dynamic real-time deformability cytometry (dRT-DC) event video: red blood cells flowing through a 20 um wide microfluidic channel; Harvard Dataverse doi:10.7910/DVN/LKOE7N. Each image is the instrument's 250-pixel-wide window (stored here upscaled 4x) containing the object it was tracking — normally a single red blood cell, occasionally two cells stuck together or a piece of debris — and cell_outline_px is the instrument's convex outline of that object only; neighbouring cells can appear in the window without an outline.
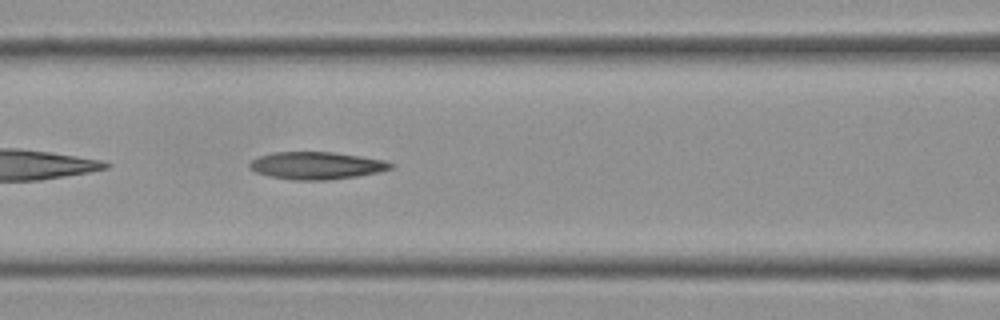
{"species": "Egyptian fruit bat (a non-hibernating species)", "species_latin": "Rousettus aegyptiacus", "temperature_condition": "cold", "stored_images_in_passage": 32, "camera_frame_rate_fps": 3000, "um_per_image_px": 0.085, "frame": {"image": 1, "passage_image": 7, "time_ms": 2.0, "image_size_px": [1000, 320], "cell_outline_px": [[392, 168], [376, 172], [356, 176], [328, 180], [292, 180], [272, 176], [256, 172], [248, 168], [248, 164], [252, 160], [260, 156], [272, 152], [332, 152], [360, 156], [384, 160], [392, 164]], "centroid_in_image_um": [26.86, 14.07], "position_along_channel_um": 139.7, "area_um2": 22.31}}
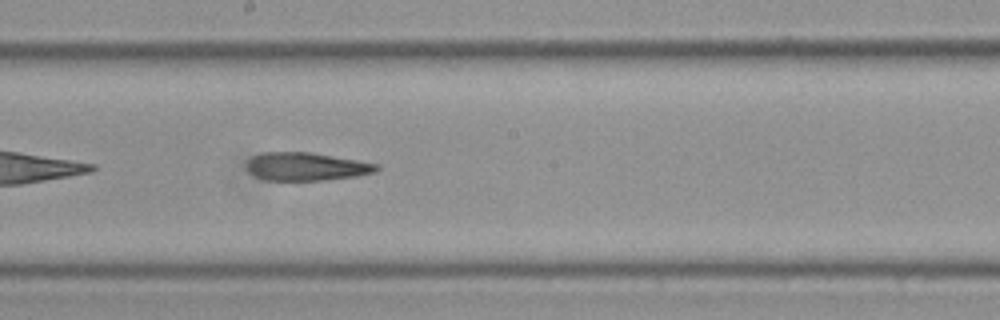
{"frame": {"image": 2, "passage_image": 14, "time_ms": 4.333, "image_size_px": [1000, 320], "cell_outline_px": [[380, 168], [376, 172], [356, 176], [324, 180], [264, 180], [252, 176], [248, 172], [248, 160], [252, 156], [264, 152], [312, 152], [380, 164]], "centroid_in_image_um": [26.04, 14.16], "position_along_channel_um": 222.2, "area_um2": 21.44}}
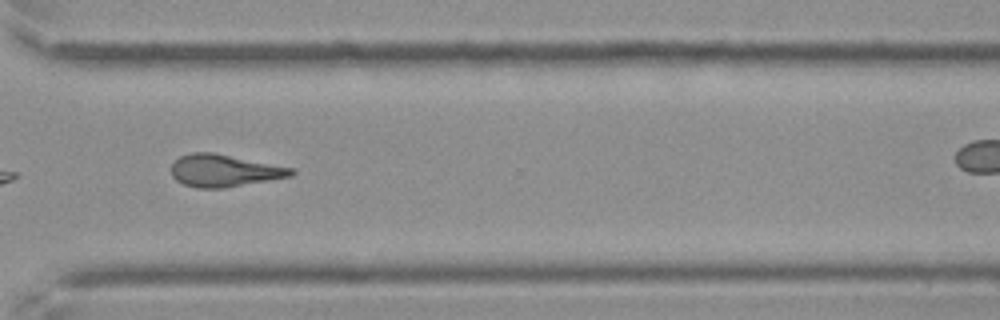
{"frame": {"image": 3, "passage_image": 25, "time_ms": 8.0, "image_size_px": [1000, 320], "cell_outline_px": [[296, 172], [292, 176], [224, 188], [196, 188], [184, 184], [176, 180], [172, 176], [172, 164], [180, 156], [192, 152], [212, 152], [296, 168]], "centroid_in_image_um": [19.09, 14.5], "position_along_channel_um": 351.5, "area_um2": 22.6}, "authors_computed_cell_mechanics": {"area_um2": 22.1374, "velocity_mm_per_s": 3.5394, "shape_relaxation_time_tau1_ms": null, "shape_relaxation_time_tau2_ms": 9.6048, "deformation_change_tau1": null, "deformation_change_tau2": 0.2488}}